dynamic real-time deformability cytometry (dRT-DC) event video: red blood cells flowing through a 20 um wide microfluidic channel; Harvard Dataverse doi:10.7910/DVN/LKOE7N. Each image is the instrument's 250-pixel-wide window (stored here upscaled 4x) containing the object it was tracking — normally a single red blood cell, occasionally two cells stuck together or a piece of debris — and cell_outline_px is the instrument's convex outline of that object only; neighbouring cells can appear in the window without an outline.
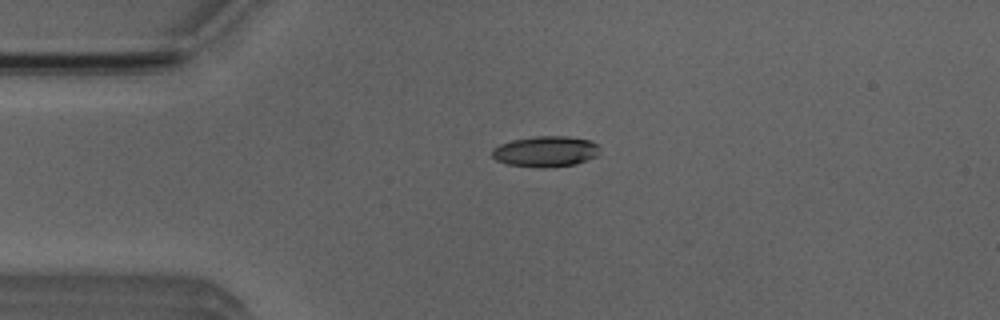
{"species": "Egyptian fruit bat (a non-hibernating species)", "species_latin": "Rousettus aegyptiacus", "temperature_condition": "room temperature", "stored_images_in_passage": 37, "camera_frame_rate_fps": 3000, "um_per_image_px": 0.085, "animal": {"sex": "male"}, "frame": {"image": 1, "passage_image": 5, "time_ms": 1.333, "image_size_px": [1000, 320], "cell_outline_px": [[600, 152], [596, 156], [576, 164], [544, 168], [540, 168], [508, 164], [496, 160], [492, 156], [492, 148], [500, 144], [512, 140], [536, 136], [568, 136], [592, 140], [600, 144]], "centroid_in_image_um": [46.42, 12.86], "position_along_channel_um": 38.6, "area_um2": 19.54}}
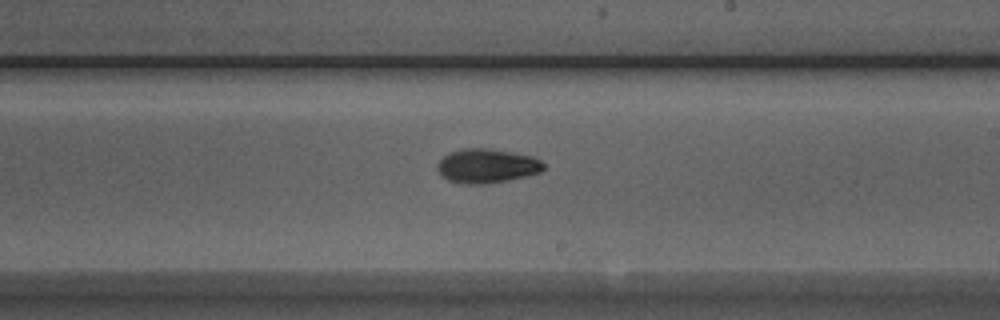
{"frame": {"image": 2, "passage_image": 23, "time_ms": 7.333, "image_size_px": [1000, 320], "cell_outline_px": [[544, 168], [540, 172], [508, 180], [484, 184], [460, 184], [448, 180], [436, 168], [436, 164], [444, 156], [452, 152], [464, 148], [488, 148], [512, 152], [532, 156], [540, 160], [544, 164]], "centroid_in_image_um": [41.37, 14.1], "position_along_channel_um": 247.6, "area_um2": 21.04}}
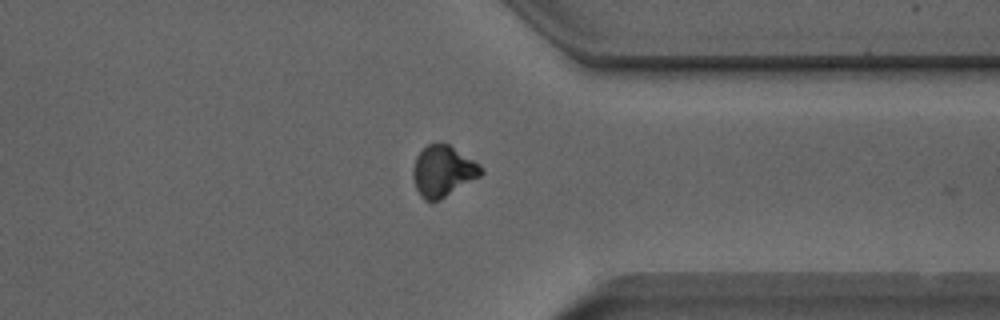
{"frame": {"image": 3, "passage_image": 33, "time_ms": 10.667, "image_size_px": [1000, 320], "cell_outline_px": [[484, 172], [480, 176], [440, 200], [432, 204], [424, 200], [420, 196], [416, 188], [412, 176], [412, 168], [416, 156], [428, 144], [448, 144], [480, 164], [484, 168]], "centroid_in_image_um": [37.64, 14.59], "position_along_channel_um": 373.8, "area_um2": 20.35}, "authors_computed_cell_mechanics": {"area_um2": 19.941, "velocity_mm_per_s": 3.9315, "shape_relaxation_time_tau1_ms": 3.2641, "shape_relaxation_time_tau2_ms": null, "deformation_change_tau1": 0.158, "deformation_change_tau2": null}}